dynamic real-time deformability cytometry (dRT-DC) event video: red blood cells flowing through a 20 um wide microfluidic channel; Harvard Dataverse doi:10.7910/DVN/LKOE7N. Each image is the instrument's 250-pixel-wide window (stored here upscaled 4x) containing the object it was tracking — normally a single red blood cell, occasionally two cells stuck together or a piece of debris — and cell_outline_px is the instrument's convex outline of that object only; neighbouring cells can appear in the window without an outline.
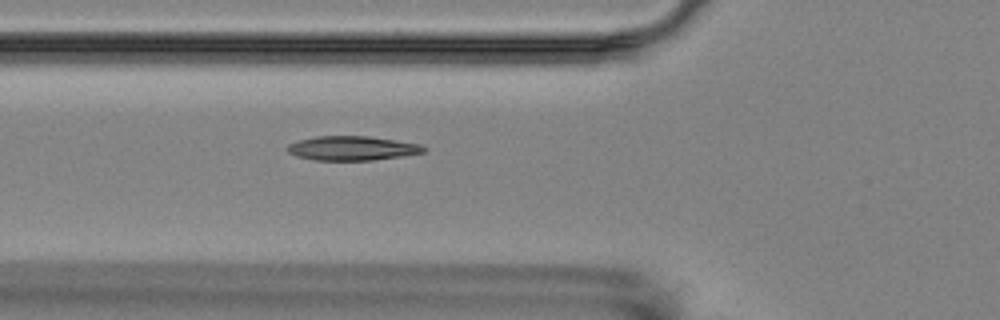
{"species": "Egyptian fruit bat (a non-hibernating species)", "species_latin": "Rousettus aegyptiacus", "temperature_condition": "room temperature", "stored_images_in_passage": 5, "camera_frame_rate_fps": 3000, "um_per_image_px": 0.085, "animal": {"sex": "female"}, "frame": {"image": 1, "passage_image": 5, "time_ms": 8.333, "image_size_px": [1000, 320], "cell_outline_px": [[428, 148], [424, 152], [400, 156], [372, 160], [312, 160], [296, 156], [288, 152], [288, 144], [300, 140], [316, 136], [368, 136], [396, 140], [420, 144]], "centroid_in_image_um": [29.93, 12.6], "position_along_channel_um": 95.9, "area_um2": 19.19}}